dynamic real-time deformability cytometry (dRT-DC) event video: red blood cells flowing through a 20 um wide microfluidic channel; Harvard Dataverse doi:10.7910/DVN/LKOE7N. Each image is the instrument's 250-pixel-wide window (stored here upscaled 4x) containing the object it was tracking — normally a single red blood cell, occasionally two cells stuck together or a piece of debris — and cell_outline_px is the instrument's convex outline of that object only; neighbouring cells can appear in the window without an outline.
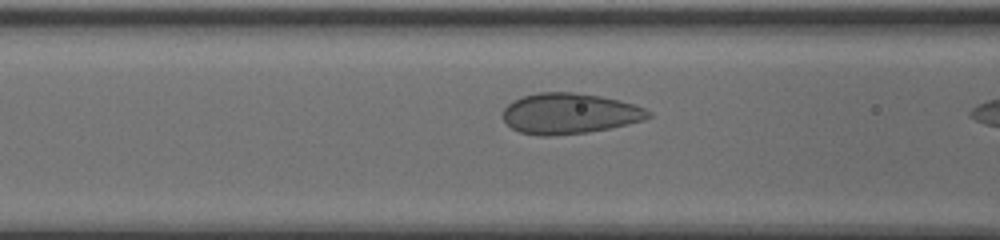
{"species": "human", "species_latin": "Homo sapiens", "temperature_condition": "cold", "stored_images_in_passage": 9, "camera_frame_rate_fps": 3000, "um_per_image_px": 0.085, "donor": {"sex": "male"}, "frame": {"image": 1, "passage_image": 7, "time_ms": 2.0, "image_size_px": [1000, 240], "cell_outline_px": [[652, 116], [644, 120], [608, 128], [588, 132], [552, 136], [540, 136], [520, 132], [512, 128], [504, 120], [504, 108], [512, 100], [524, 96], [540, 92], [572, 92], [600, 96], [632, 104], [644, 108], [652, 112]], "centroid_in_image_um": [48.4, 9.65], "position_along_channel_um": 118.2, "area_um2": 34.22}}